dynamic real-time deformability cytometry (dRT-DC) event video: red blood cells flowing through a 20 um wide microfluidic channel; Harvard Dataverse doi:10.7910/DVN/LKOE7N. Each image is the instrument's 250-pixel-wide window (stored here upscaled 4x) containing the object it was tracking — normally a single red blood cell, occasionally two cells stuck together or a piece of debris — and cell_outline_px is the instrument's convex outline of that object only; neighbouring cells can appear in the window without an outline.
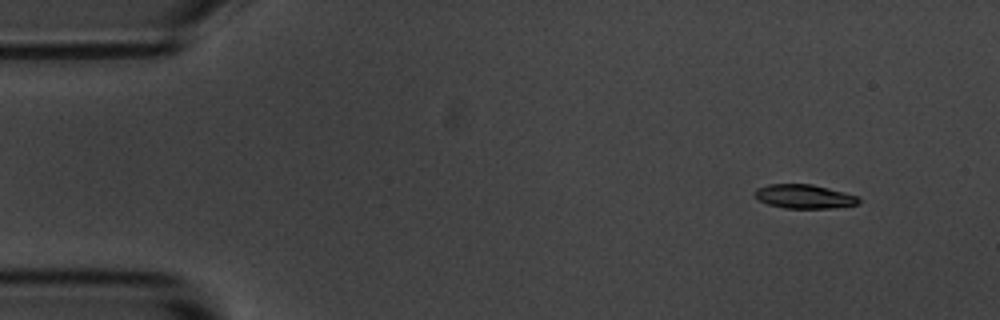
{"species": "common noctule bat (a hibernating species)", "species_latin": "Nyctalus noctula", "temperature_condition": "room temperature", "stored_images_in_passage": 4, "camera_frame_rate_fps": 3000, "um_per_image_px": 0.085, "animal": {"sex": "male", "body_mass_g": 20.1, "forearm_length_mm": 53.5}, "frame": {"image": 1, "passage_image": 1, "time_ms": 0.0, "image_size_px": [1000, 320], "cell_outline_px": [[860, 204], [832, 208], [784, 208], [768, 204], [760, 200], [752, 192], [756, 188], [768, 184], [812, 184], [860, 196]], "centroid_in_image_um": [68.38, 16.7], "position_along_channel_um": 16.6, "area_um2": 14.62}}
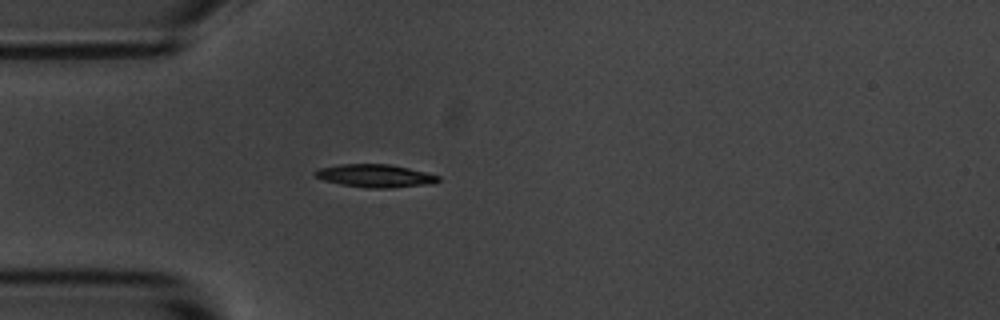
{"frame": {"image": 2, "passage_image": 4, "time_ms": 3.333, "image_size_px": [1000, 320], "cell_outline_px": [[440, 180], [432, 184], [388, 188], [368, 188], [340, 184], [324, 180], [312, 176], [312, 172], [320, 168], [340, 164], [388, 164], [408, 168], [440, 176]], "centroid_in_image_um": [31.85, 14.94], "position_along_channel_um": 53.1, "area_um2": 16.47}}